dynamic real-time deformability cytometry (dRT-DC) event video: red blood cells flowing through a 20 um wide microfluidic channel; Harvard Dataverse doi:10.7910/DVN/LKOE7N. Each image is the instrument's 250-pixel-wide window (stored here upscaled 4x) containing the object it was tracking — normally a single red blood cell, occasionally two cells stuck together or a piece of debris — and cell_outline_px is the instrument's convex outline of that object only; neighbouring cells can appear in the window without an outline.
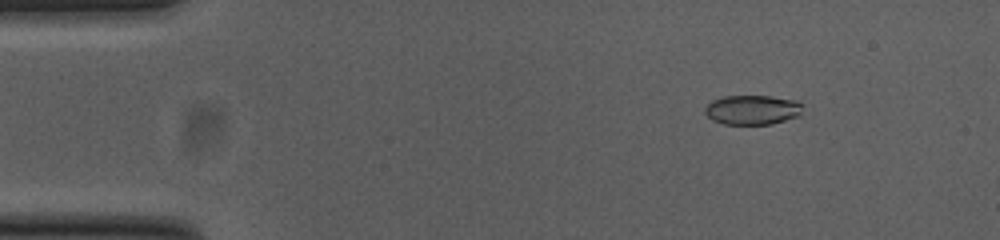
{"species": "common noctule bat (a hibernating species)", "species_latin": "Nyctalus noctula", "temperature_condition": "cold", "stored_images_in_passage": 12, "camera_frame_rate_fps": 3000, "um_per_image_px": 0.085, "animal": {"sex": "female", "body_mass_g": 23.0, "forearm_length_mm": 53.4}, "frame": {"image": 1, "passage_image": 7, "time_ms": 2.0, "image_size_px": [1000, 240], "cell_outline_px": [[804, 104], [800, 116], [772, 124], [724, 124], [712, 120], [704, 112], [704, 108], [712, 100], [724, 96], [772, 96], [796, 100]], "centroid_in_image_um": [63.99, 9.33], "position_along_channel_um": 21.0, "area_um2": 17.05}}